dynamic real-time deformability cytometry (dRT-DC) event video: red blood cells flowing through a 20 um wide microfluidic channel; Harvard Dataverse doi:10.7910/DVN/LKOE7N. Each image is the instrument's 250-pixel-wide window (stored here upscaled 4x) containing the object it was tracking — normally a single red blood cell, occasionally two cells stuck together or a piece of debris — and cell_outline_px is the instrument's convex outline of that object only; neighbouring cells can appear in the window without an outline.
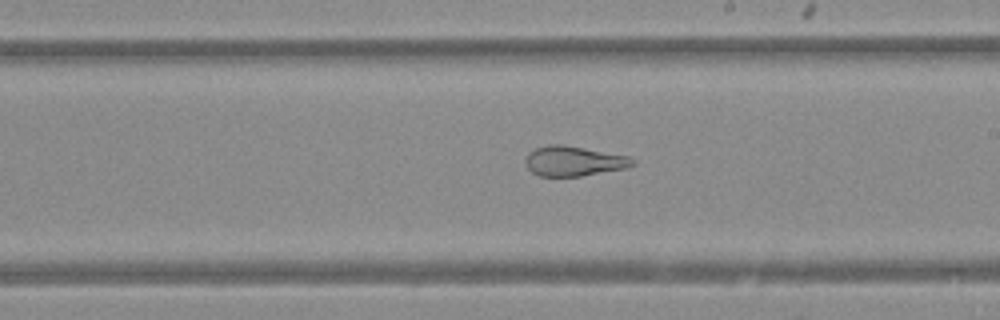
{"species": "Egyptian fruit bat (a non-hibernating species)", "species_latin": "Rousettus aegyptiacus", "temperature_condition": "warm", "stored_images_in_passage": 50, "camera_frame_rate_fps": 3000, "um_per_image_px": 0.085, "animal": {"sex": "female"}, "frame": {"image": 1, "passage_image": 29, "time_ms": 9.333, "image_size_px": [1000, 320], "cell_outline_px": [[636, 164], [628, 168], [580, 176], [540, 176], [532, 172], [528, 168], [524, 160], [528, 152], [536, 148], [548, 144], [564, 144], [628, 156], [636, 160]], "centroid_in_image_um": [48.78, 13.68], "position_along_channel_um": 240.2, "area_um2": 18.84}}
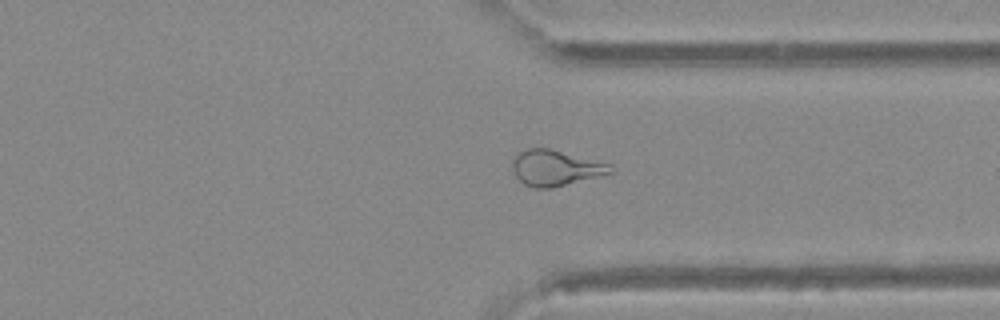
{"frame": {"image": 2, "passage_image": 38, "time_ms": 12.333, "image_size_px": [1000, 320], "cell_outline_px": [[612, 172], [552, 188], [536, 188], [524, 184], [516, 176], [512, 168], [512, 160], [516, 152], [528, 148], [548, 148], [612, 164]], "centroid_in_image_um": [47.17, 14.26], "position_along_channel_um": 364.2, "area_um2": 20.23}}
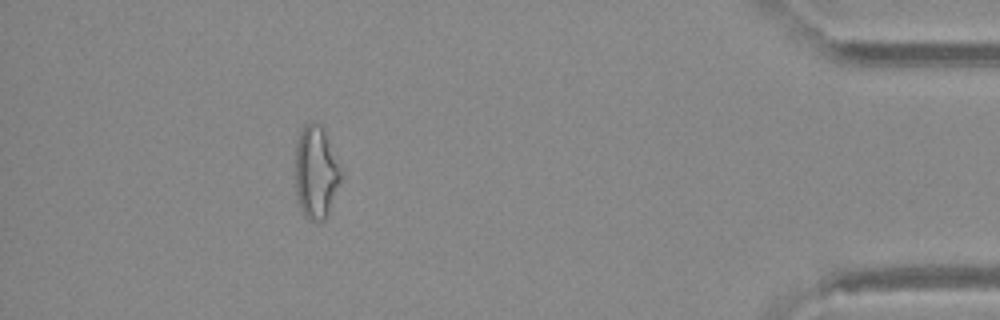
{"frame": {"image": 3, "passage_image": 45, "time_ms": 14.667, "image_size_px": [1000, 320], "cell_outline_px": [[340, 180], [328, 212], [324, 220], [312, 220], [304, 212], [296, 196], [296, 140], [300, 128], [308, 120], [316, 120], [320, 124], [340, 164]], "centroid_in_image_um": [26.83, 14.53], "position_along_channel_um": 408.4, "area_um2": 24.28}}